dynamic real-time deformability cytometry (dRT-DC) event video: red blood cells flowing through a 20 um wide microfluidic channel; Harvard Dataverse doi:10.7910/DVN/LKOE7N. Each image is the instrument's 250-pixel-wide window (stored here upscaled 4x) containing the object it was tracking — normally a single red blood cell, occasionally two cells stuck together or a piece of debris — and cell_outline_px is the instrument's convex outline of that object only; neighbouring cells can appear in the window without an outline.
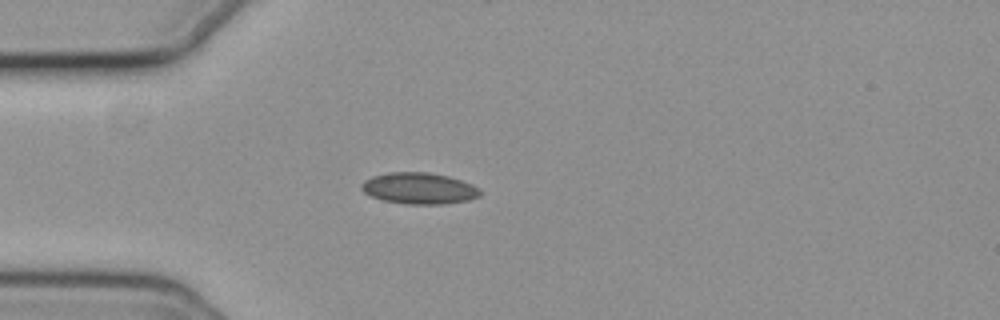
{"species": "common noctule bat (a hibernating species)", "species_latin": "Nyctalus noctula", "temperature_condition": "cold", "stored_images_in_passage": 28, "camera_frame_rate_fps": 3000, "um_per_image_px": 0.085, "animal": {"sex": "female", "body_mass_g": 19.3, "forearm_length_mm": 54.1}, "frame": {"image": 1, "passage_image": 1, "time_ms": 0.0, "image_size_px": [1000, 320], "cell_outline_px": [[480, 196], [468, 200], [444, 204], [408, 204], [384, 200], [372, 196], [364, 192], [360, 188], [360, 184], [364, 180], [372, 176], [388, 172], [428, 172], [448, 176], [472, 184], [480, 188]], "centroid_in_image_um": [35.61, 16.0], "position_along_channel_um": 49.4, "area_um2": 21.68}}
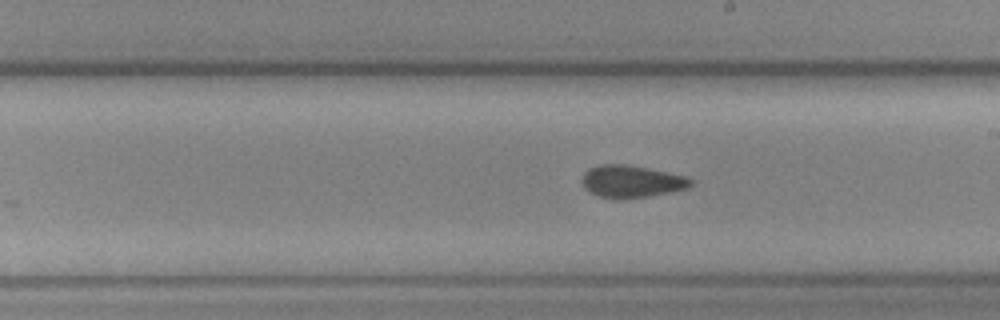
{"frame": {"image": 2, "passage_image": 17, "time_ms": 5.333, "image_size_px": [1000, 320], "cell_outline_px": [[692, 184], [688, 188], [672, 192], [648, 196], [620, 200], [612, 200], [588, 192], [584, 188], [580, 180], [584, 172], [588, 168], [600, 164], [624, 164], [684, 176], [692, 180]], "centroid_in_image_um": [53.59, 15.45], "position_along_channel_um": 235.4, "area_um2": 20.58}}
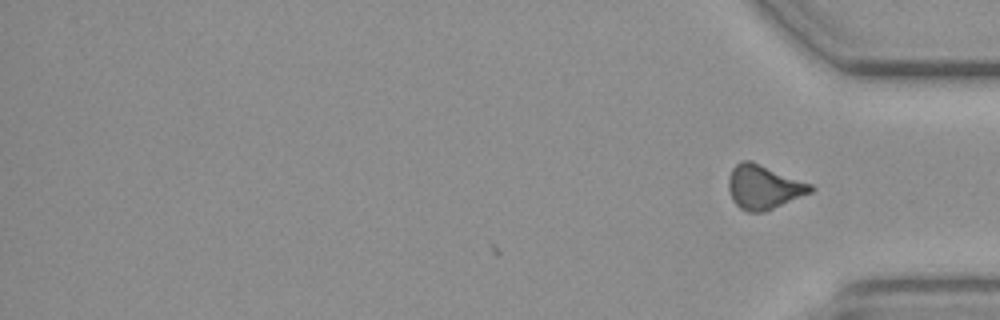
{"frame": {"image": 3, "passage_image": 28, "time_ms": 9.0, "image_size_px": [1000, 320], "cell_outline_px": [[816, 188], [812, 192], [764, 212], [748, 212], [740, 208], [732, 200], [728, 188], [728, 176], [732, 168], [736, 164], [744, 160], [752, 160], [812, 184]], "centroid_in_image_um": [64.91, 15.89], "position_along_channel_um": 370.3, "area_um2": 21.27}, "authors_computed_cell_mechanics": {"area_um2": 20.5768, "velocity_mm_per_s": 3.7234, "shape_relaxation_time_tau1_ms": 9.8947, "shape_relaxation_time_tau2_ms": 3.1899, "deformation_change_tau1": 0.1337, "deformation_change_tau2": 0.0914}}